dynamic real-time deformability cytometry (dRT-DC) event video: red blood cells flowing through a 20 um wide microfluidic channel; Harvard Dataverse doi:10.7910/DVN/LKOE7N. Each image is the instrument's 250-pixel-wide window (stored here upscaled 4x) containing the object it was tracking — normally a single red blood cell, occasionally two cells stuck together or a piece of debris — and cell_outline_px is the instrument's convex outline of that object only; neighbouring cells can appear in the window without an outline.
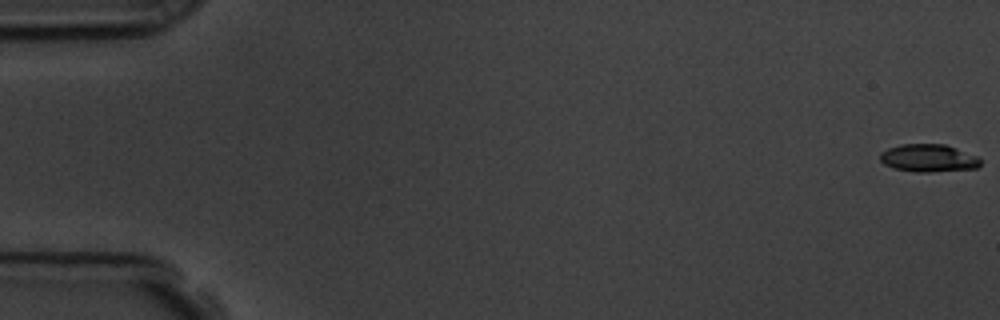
{"species": "common noctule bat (a hibernating species)", "species_latin": "Nyctalus noctula", "temperature_condition": "room temperature", "stored_images_in_passage": 54, "camera_frame_rate_fps": 3000, "um_per_image_px": 0.085, "animal": {"sex": "male", "body_mass_g": 19.5, "forearm_length_mm": 54.6}, "frame": {"image": 1, "passage_image": 1, "time_ms": 0.0, "image_size_px": [1000, 320], "cell_outline_px": [[980, 164], [976, 168], [928, 172], [916, 172], [896, 168], [884, 164], [880, 160], [880, 152], [888, 148], [900, 144], [944, 144], [956, 148], [976, 156], [980, 160]], "centroid_in_image_um": [78.89, 13.43], "position_along_channel_um": 6.1, "area_um2": 16.01}}
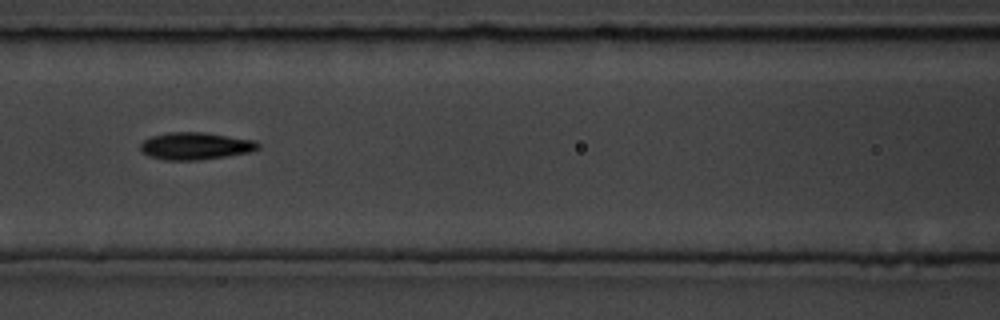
{"frame": {"image": 2, "passage_image": 26, "time_ms": 8.333, "image_size_px": [1000, 320], "cell_outline_px": [[260, 148], [252, 152], [200, 160], [164, 160], [148, 156], [140, 148], [140, 144], [144, 140], [152, 136], [168, 132], [204, 132], [256, 140], [260, 144]], "centroid_in_image_um": [16.65, 12.41], "position_along_channel_um": 150.0, "area_um2": 18.84}}
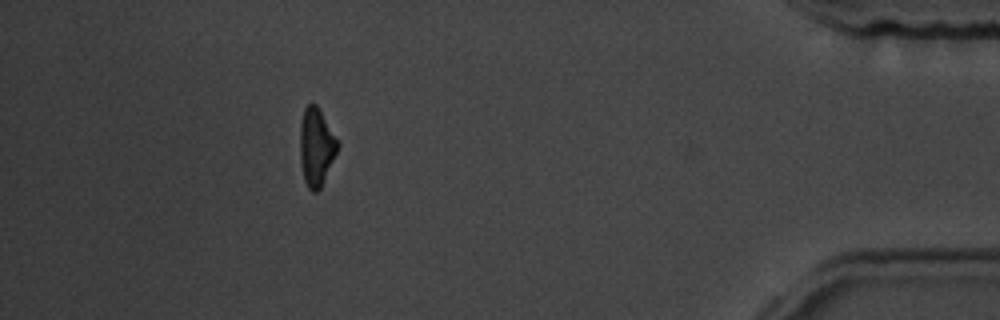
{"frame": {"image": 3, "passage_image": 52, "time_ms": 17.0, "image_size_px": [1000, 320], "cell_outline_px": [[340, 144], [320, 188], [316, 192], [312, 192], [308, 188], [304, 180], [300, 160], [300, 124], [304, 108], [308, 104], [316, 104]], "centroid_in_image_um": [26.86, 12.49], "position_along_channel_um": 408.3, "area_um2": 16.82}}